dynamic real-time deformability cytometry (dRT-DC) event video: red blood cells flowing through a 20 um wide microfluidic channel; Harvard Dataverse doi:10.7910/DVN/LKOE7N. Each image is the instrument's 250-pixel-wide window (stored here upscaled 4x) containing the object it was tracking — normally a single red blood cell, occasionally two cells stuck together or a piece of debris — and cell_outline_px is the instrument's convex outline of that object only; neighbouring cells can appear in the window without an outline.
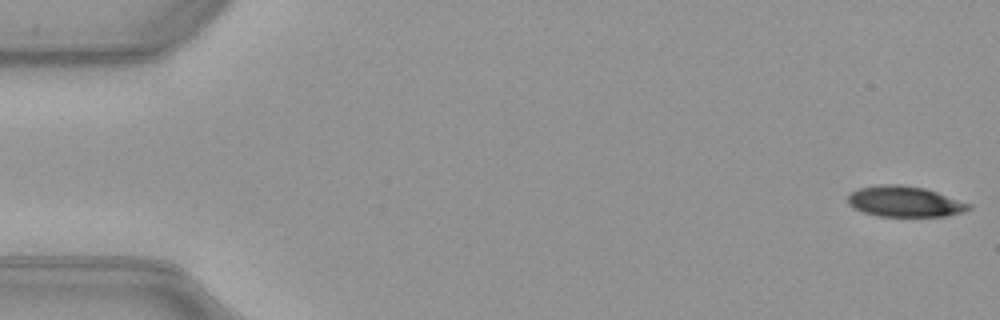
{"species": "common noctule bat (a hibernating species)", "species_latin": "Nyctalus noctula", "temperature_condition": "warm", "stored_images_in_passage": 51, "camera_frame_rate_fps": 3000, "um_per_image_px": 0.085, "animal": {"sex": "female", "body_mass_g": 21.9}, "frame": {"image": 1, "passage_image": 1, "time_ms": 0.0, "image_size_px": [1000, 320], "cell_outline_px": [[972, 208], [964, 212], [948, 216], [876, 216], [852, 208], [848, 204], [848, 196], [852, 192], [860, 188], [880, 184], [900, 184], [924, 188], [972, 204]], "centroid_in_image_um": [76.91, 17.14], "position_along_channel_um": 8.1, "area_um2": 21.68}}
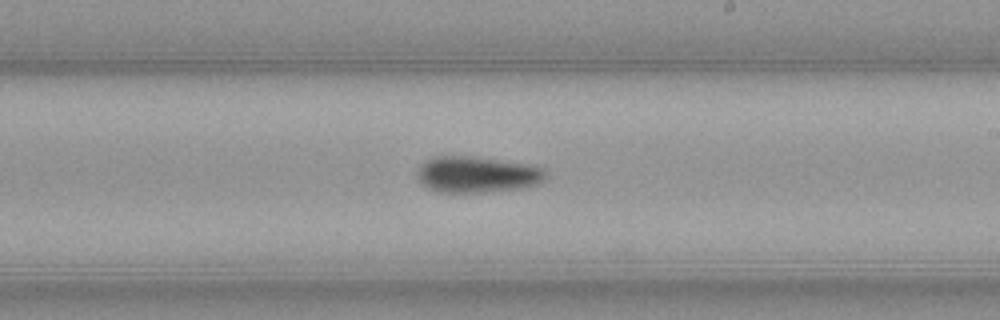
{"frame": {"image": 2, "passage_image": 30, "time_ms": 9.667, "image_size_px": [1000, 320], "cell_outline_px": [[548, 176], [540, 184], [524, 188], [484, 192], [440, 192], [428, 188], [416, 180], [416, 168], [424, 160], [432, 156], [472, 156], [528, 164], [544, 168]], "centroid_in_image_um": [40.52, 14.83], "position_along_channel_um": 248.5, "area_um2": 27.69}}
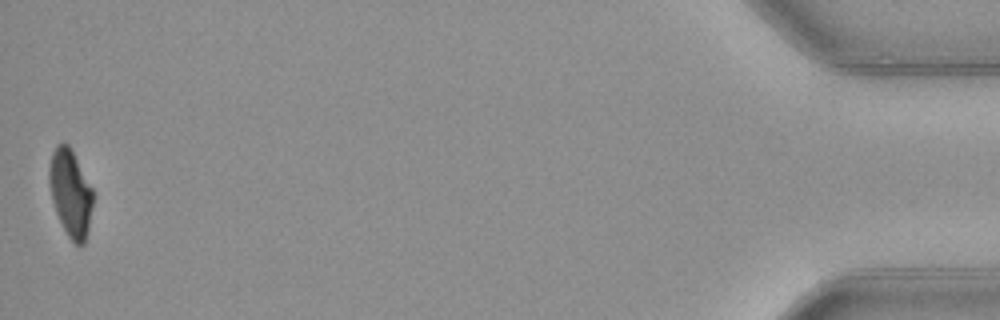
{"frame": {"image": 3, "passage_image": 51, "time_ms": 16.667, "image_size_px": [1000, 320], "cell_outline_px": [[96, 196], [84, 244], [80, 248], [68, 236], [56, 212], [52, 200], [48, 180], [48, 168], [52, 152], [56, 144], [68, 144], [92, 188]], "centroid_in_image_um": [6.0, 16.43], "position_along_channel_um": 429.2, "area_um2": 22.31}, "authors_computed_cell_mechanics": {"area_um2": 24.7962, "velocity_mm_per_s": 4.0041, "shape_relaxation_time_tau1_ms": 5.777, "shape_relaxation_time_tau2_ms": null, "deformation_change_tau1": 0.1918, "deformation_change_tau2": null}}